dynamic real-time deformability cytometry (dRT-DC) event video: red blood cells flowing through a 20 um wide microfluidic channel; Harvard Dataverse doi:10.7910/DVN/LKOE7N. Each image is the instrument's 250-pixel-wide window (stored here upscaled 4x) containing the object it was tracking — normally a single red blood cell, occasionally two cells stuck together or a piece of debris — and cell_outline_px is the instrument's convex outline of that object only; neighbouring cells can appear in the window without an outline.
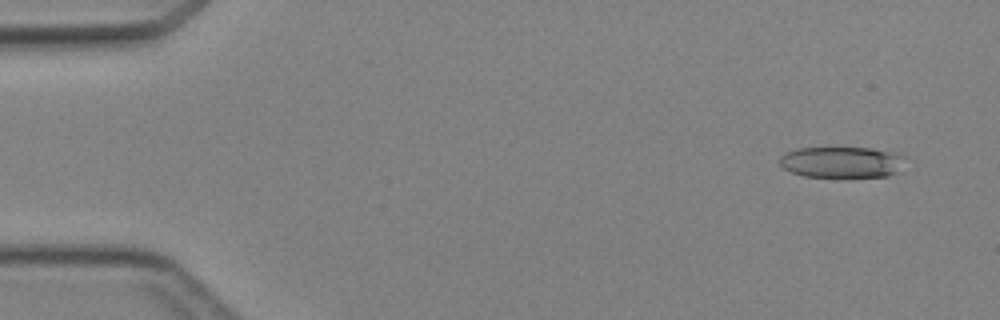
{"species": "Egyptian fruit bat (a non-hibernating species)", "species_latin": "Rousettus aegyptiacus", "temperature_condition": "cold", "stored_images_in_passage": 4, "camera_frame_rate_fps": 3000, "um_per_image_px": 0.085, "animal": {"sex": "female"}, "frame": {"image": 1, "passage_image": 1, "time_ms": 0.0, "image_size_px": [1000, 320], "cell_outline_px": [[904, 156], [900, 172], [888, 176], [804, 176], [792, 172], [784, 168], [780, 164], [780, 156], [796, 148], [872, 148], [896, 152]], "centroid_in_image_um": [71.58, 13.77], "position_along_channel_um": 13.4, "area_um2": 22.6}}
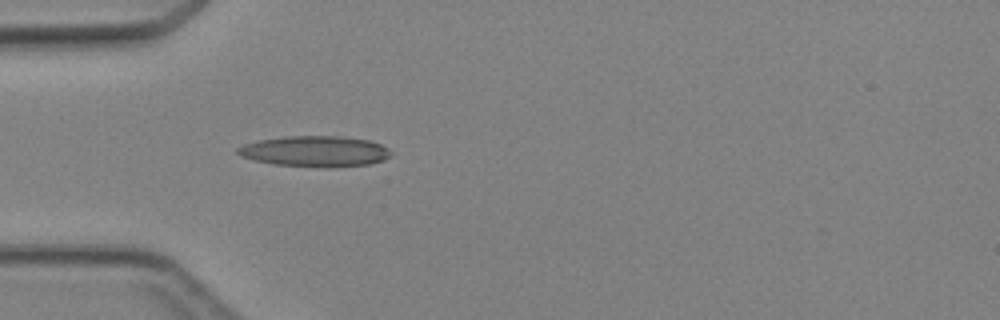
{"frame": {"image": 2, "passage_image": 4, "time_ms": 3.667, "image_size_px": [1000, 320], "cell_outline_px": [[392, 156], [384, 160], [372, 164], [332, 168], [328, 168], [272, 164], [240, 156], [236, 152], [236, 148], [244, 144], [260, 140], [284, 136], [340, 136], [368, 140], [380, 144], [388, 148], [392, 152]], "centroid_in_image_um": [26.82, 12.87], "position_along_channel_um": 58.2, "area_um2": 27.8}}